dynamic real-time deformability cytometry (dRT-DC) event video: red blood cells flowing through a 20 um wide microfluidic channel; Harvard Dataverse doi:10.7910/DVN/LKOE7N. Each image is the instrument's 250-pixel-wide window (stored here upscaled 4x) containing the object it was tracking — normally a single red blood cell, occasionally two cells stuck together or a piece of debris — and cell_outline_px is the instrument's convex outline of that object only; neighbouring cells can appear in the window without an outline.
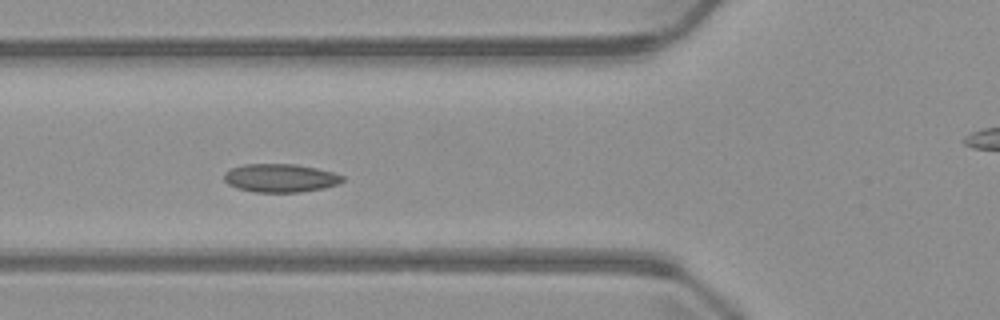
{"species": "common noctule bat (a hibernating species)", "species_latin": "Nyctalus noctula", "temperature_condition": "warm", "stored_images_in_passage": 5, "camera_frame_rate_fps": 3000, "um_per_image_px": 0.085, "animal": {"sex": "male", "body_mass_g": 23.1, "forearm_length_mm": 52.7}, "frame": {"image": 1, "passage_image": 3, "time_ms": 3.333, "image_size_px": [1000, 320], "cell_outline_px": [[344, 180], [336, 184], [324, 188], [300, 192], [256, 192], [236, 188], [228, 184], [224, 180], [224, 172], [232, 168], [244, 164], [296, 164], [316, 168], [332, 172], [344, 176]], "centroid_in_image_um": [23.81, 15.13], "position_along_channel_um": 102.0, "area_um2": 19.54}}
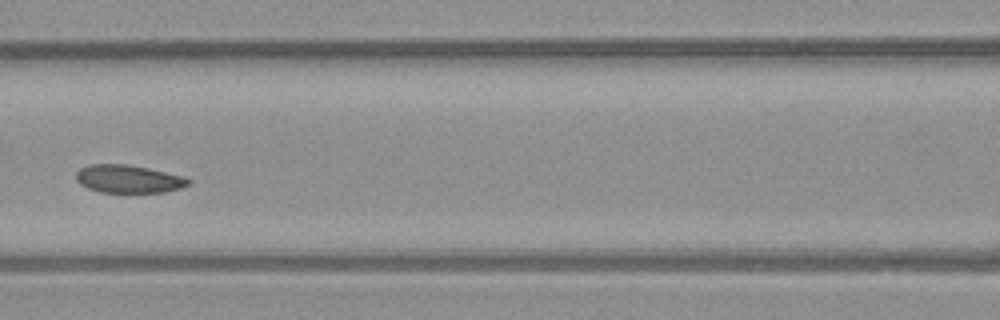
{"frame": {"image": 2, "passage_image": 4, "time_ms": 4.667, "image_size_px": [1000, 320], "cell_outline_px": [[192, 180], [188, 184], [180, 188], [164, 192], [100, 192], [88, 188], [80, 184], [76, 180], [76, 172], [80, 168], [88, 164], [128, 164], [148, 168], [184, 176]], "centroid_in_image_um": [10.9, 15.2], "position_along_channel_um": 155.7, "area_um2": 18.32}}
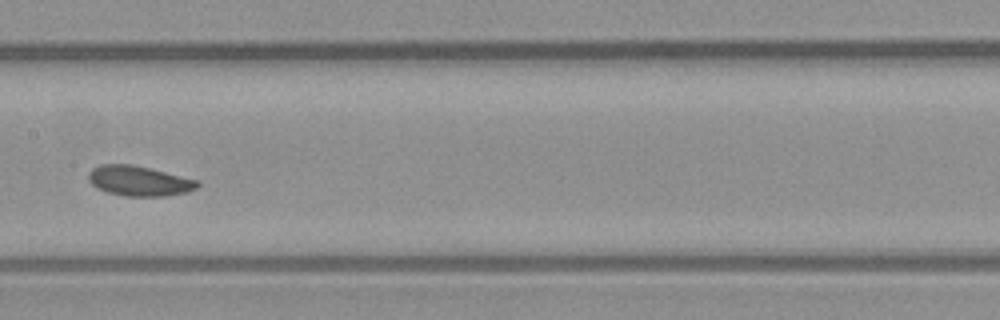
{"frame": {"image": 3, "passage_image": 5, "time_ms": 5.667, "image_size_px": [1000, 320], "cell_outline_px": [[200, 184], [196, 188], [188, 192], [164, 196], [128, 196], [108, 192], [96, 188], [88, 180], [88, 172], [92, 168], [100, 164], [132, 164], [200, 180]], "centroid_in_image_um": [11.82, 15.37], "position_along_channel_um": 195.6, "area_um2": 19.19}}